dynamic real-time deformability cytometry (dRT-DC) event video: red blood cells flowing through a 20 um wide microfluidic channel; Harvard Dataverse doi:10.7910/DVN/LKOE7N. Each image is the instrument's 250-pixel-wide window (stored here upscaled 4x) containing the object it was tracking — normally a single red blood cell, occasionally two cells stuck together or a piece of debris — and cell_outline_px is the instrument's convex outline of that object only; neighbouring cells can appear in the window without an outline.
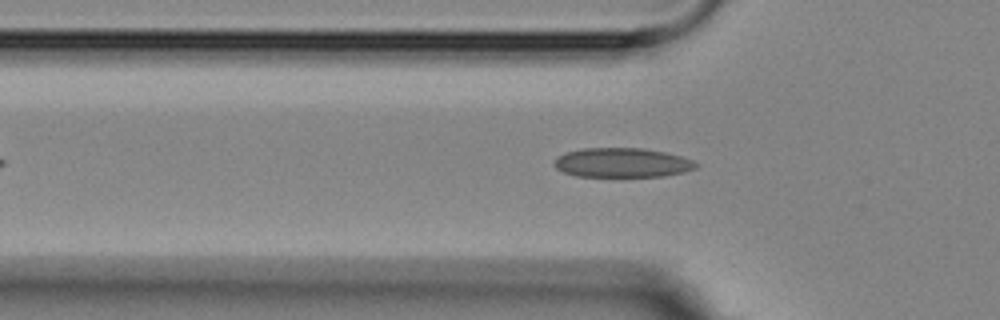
{"species": "Egyptian fruit bat (a non-hibernating species)", "species_latin": "Rousettus aegyptiacus", "temperature_condition": "room temperature", "stored_images_in_passage": 7, "camera_frame_rate_fps": 3000, "um_per_image_px": 0.085, "animal": {"sex": "female"}, "frame": {"image": 1, "passage_image": 7, "time_ms": 8.0, "image_size_px": [1000, 320], "cell_outline_px": [[700, 164], [696, 168], [684, 172], [664, 176], [576, 176], [564, 172], [556, 168], [552, 164], [556, 156], [568, 152], [584, 148], [644, 148], [664, 152], [680, 156], [692, 160]], "centroid_in_image_um": [52.88, 13.82], "position_along_channel_um": 72.9, "area_um2": 24.28}}